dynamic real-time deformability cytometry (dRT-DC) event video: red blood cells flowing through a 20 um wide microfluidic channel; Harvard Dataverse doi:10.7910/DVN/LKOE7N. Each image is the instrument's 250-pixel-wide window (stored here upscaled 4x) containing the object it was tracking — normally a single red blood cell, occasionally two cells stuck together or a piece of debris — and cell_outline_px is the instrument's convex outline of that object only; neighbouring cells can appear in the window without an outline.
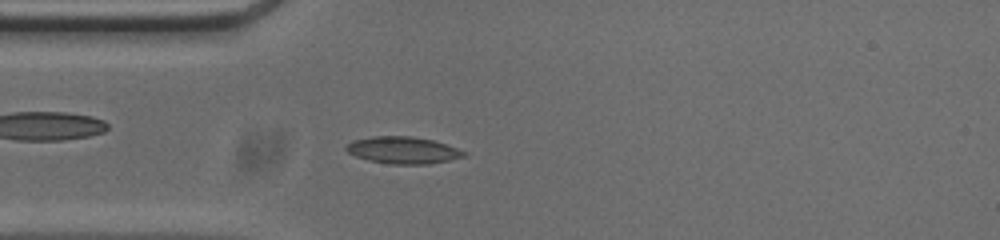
{"species": "common noctule bat (a hibernating species)", "species_latin": "Nyctalus noctula", "temperature_condition": "cold", "stored_images_in_passage": 51, "camera_frame_rate_fps": 3000, "um_per_image_px": 0.085, "animal": {"sex": "male", "body_mass_g": 20.0, "forearm_length_mm": 53.3}, "frame": {"image": 1, "passage_image": 12, "time_ms": 3.667, "image_size_px": [1000, 240], "cell_outline_px": [[468, 156], [428, 164], [388, 164], [368, 160], [356, 156], [348, 152], [344, 148], [352, 140], [372, 136], [412, 136], [432, 140], [468, 152]], "centroid_in_image_um": [34.25, 12.76], "position_along_channel_um": 50.8, "area_um2": 18.5}}
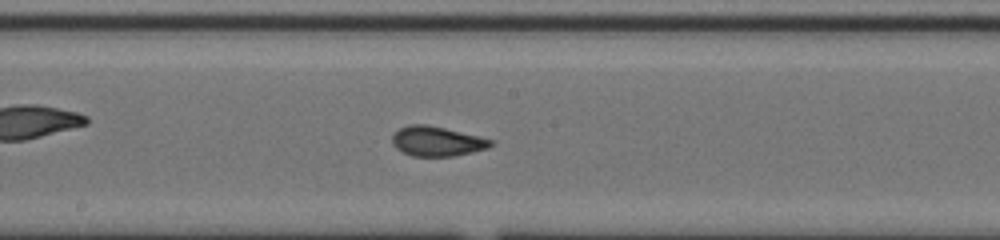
{"frame": {"image": 2, "passage_image": 25, "time_ms": 8.0, "image_size_px": [1000, 240], "cell_outline_px": [[496, 140], [488, 148], [472, 152], [452, 156], [412, 156], [396, 148], [392, 144], [392, 136], [400, 128], [408, 124], [428, 124]], "centroid_in_image_um": [37.15, 12.0], "position_along_channel_um": 211.1, "area_um2": 17.11}}
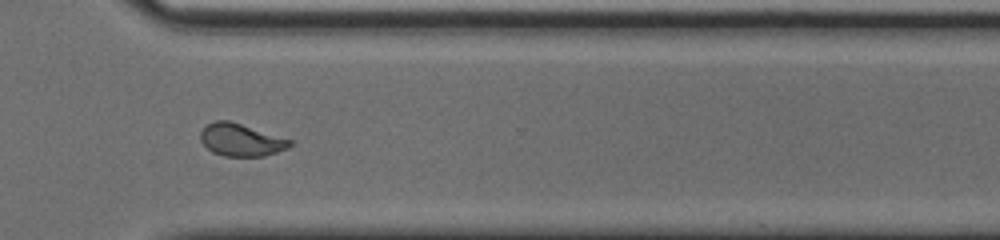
{"frame": {"image": 3, "passage_image": 36, "time_ms": 11.667, "image_size_px": [1000, 240], "cell_outline_px": [[292, 144], [288, 148], [264, 156], [224, 156], [212, 152], [200, 140], [200, 132], [208, 124], [216, 120], [228, 120], [292, 140]], "centroid_in_image_um": [20.47, 11.9], "position_along_channel_um": 350.1, "area_um2": 16.7}, "authors_computed_cell_mechanics": {"area_um2": 17.051, "velocity_mm_per_s": 3.7917, "shape_relaxation_time_tau1_ms": 6.307, "shape_relaxation_time_tau2_ms": 1.0716, "deformation_change_tau1": 0.2099, "deformation_change_tau2": 0.0614}}